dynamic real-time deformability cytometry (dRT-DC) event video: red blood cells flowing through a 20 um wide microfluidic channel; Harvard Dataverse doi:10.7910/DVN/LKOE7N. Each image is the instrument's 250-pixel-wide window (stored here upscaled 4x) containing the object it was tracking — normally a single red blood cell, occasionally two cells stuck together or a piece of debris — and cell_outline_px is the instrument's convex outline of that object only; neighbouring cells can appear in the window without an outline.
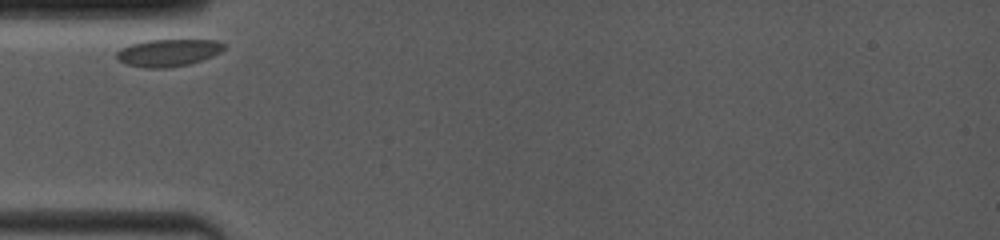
{"species": "common noctule bat (a hibernating species)", "species_latin": "Nyctalus noctula", "temperature_condition": "room temperature", "stored_images_in_passage": 4, "camera_frame_rate_fps": 4000, "um_per_image_px": 0.085, "animal": {"sex": "female", "body_mass_g": 19.0, "forearm_length_mm": 53.3}, "frame": {"image": 1, "passage_image": 1, "time_ms": 0.0, "image_size_px": [1000, 240], "cell_outline_px": [[224, 48], [220, 52], [212, 56], [188, 64], [168, 68], [144, 68], [124, 64], [116, 56], [116, 52], [120, 48], [144, 40], [212, 40], [224, 44]], "centroid_in_image_um": [14.24, 4.49], "position_along_channel_um": 70.8, "area_um2": 16.94}}
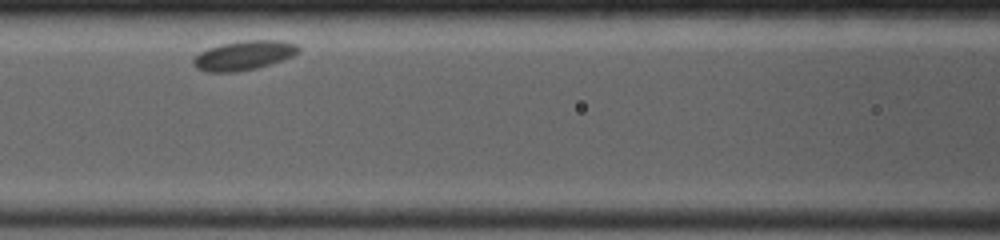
{"frame": {"image": 2, "passage_image": 3, "time_ms": 2.25, "image_size_px": [1000, 240], "cell_outline_px": [[300, 52], [292, 56], [256, 68], [236, 72], [204, 72], [196, 68], [192, 64], [192, 60], [200, 52], [208, 48], [220, 44], [244, 40], [284, 40], [296, 44], [300, 48]], "centroid_in_image_um": [20.7, 4.7], "position_along_channel_um": 145.9, "area_um2": 18.03}}
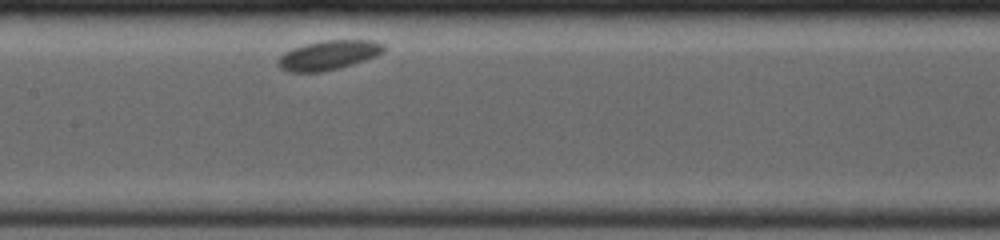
{"frame": {"image": 3, "passage_image": 4, "time_ms": 3.25, "image_size_px": [1000, 240], "cell_outline_px": [[388, 48], [384, 52], [376, 56], [352, 64], [320, 72], [288, 72], [280, 68], [276, 64], [276, 60], [284, 52], [292, 48], [304, 44], [324, 40], [372, 40], [384, 44]], "centroid_in_image_um": [27.91, 4.68], "position_along_channel_um": 179.5, "area_um2": 18.26}}